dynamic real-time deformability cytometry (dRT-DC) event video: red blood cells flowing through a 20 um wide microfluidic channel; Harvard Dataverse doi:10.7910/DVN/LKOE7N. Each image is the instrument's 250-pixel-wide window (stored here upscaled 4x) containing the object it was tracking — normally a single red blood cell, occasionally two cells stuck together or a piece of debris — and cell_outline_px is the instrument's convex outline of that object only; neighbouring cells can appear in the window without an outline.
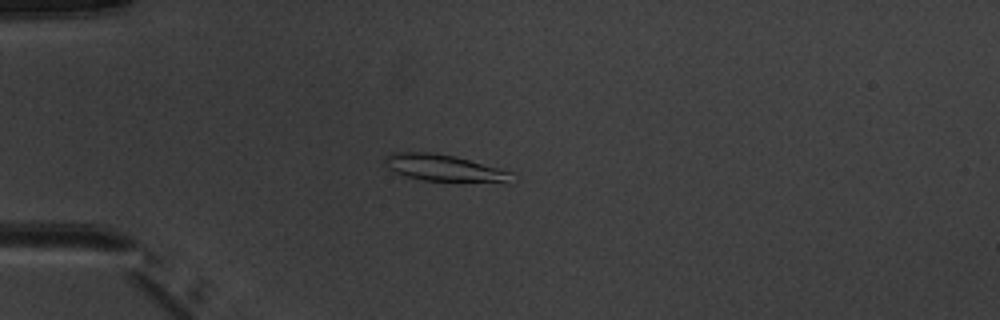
{"species": "common noctule bat (a hibernating species)", "species_latin": "Nyctalus noctula", "temperature_condition": "warm", "stored_images_in_passage": 3, "camera_frame_rate_fps": 3000, "um_per_image_px": 0.085, "animal": {"sex": "male", "body_mass_g": 20.1, "forearm_length_mm": 53.5}, "frame": {"image": 1, "passage_image": 3, "time_ms": 2.333, "image_size_px": [1000, 320], "cell_outline_px": [[512, 172], [508, 184], [504, 184], [424, 180], [404, 176], [388, 168], [384, 164], [384, 156], [392, 152], [432, 152], [452, 156], [468, 160]], "centroid_in_image_um": [37.74, 14.3], "position_along_channel_um": 47.3, "area_um2": 19.94}}